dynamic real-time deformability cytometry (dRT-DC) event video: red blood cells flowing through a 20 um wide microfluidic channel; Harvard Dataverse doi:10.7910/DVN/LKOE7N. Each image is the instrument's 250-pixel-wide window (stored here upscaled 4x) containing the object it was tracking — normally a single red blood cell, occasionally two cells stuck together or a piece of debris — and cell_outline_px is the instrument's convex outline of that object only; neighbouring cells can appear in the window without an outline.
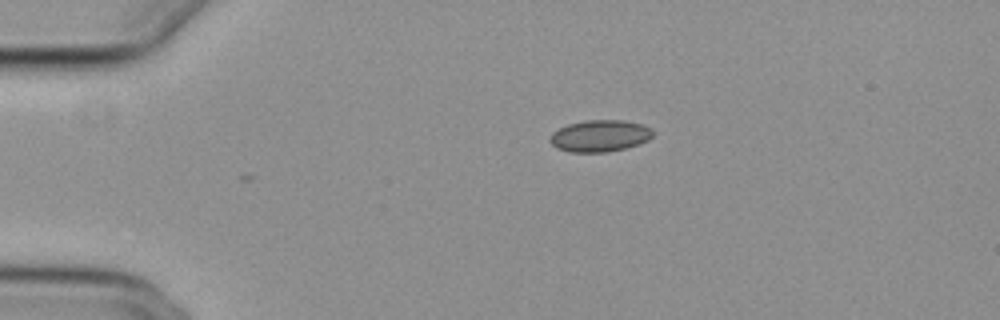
{"species": "common noctule bat (a hibernating species)", "species_latin": "Nyctalus noctula", "temperature_condition": "cold", "stored_images_in_passage": 37, "camera_frame_rate_fps": 3000, "um_per_image_px": 0.085, "animal": {"sex": "female", "body_mass_g": 29.2, "forearm_length_mm": 56.3}, "frame": {"image": 1, "passage_image": 1, "time_ms": 0.0, "image_size_px": [1000, 320], "cell_outline_px": [[652, 136], [648, 140], [640, 144], [608, 152], [568, 152], [556, 148], [548, 140], [552, 132], [568, 124], [588, 120], [624, 120], [640, 124], [652, 128]], "centroid_in_image_um": [50.97, 11.55], "position_along_channel_um": 34.0, "area_um2": 19.07}}
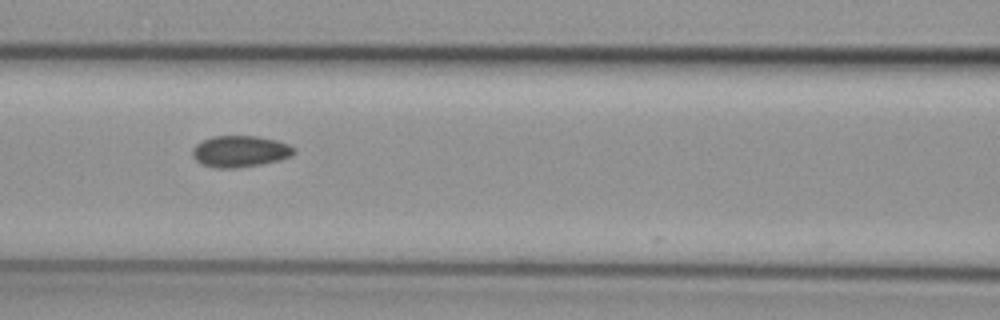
{"frame": {"image": 2, "passage_image": 14, "time_ms": 4.333, "image_size_px": [1000, 320], "cell_outline_px": [[296, 152], [292, 156], [280, 160], [260, 164], [236, 168], [216, 168], [204, 164], [196, 160], [192, 156], [192, 148], [196, 144], [212, 136], [256, 136], [276, 140], [288, 144], [296, 148]], "centroid_in_image_um": [20.43, 12.86], "position_along_channel_um": 146.2, "area_um2": 18.61}}
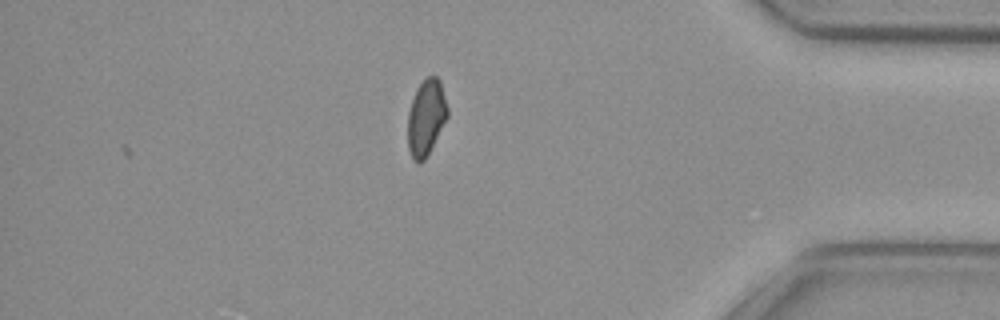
{"frame": {"image": 3, "passage_image": 37, "time_ms": 12.0, "image_size_px": [1000, 320], "cell_outline_px": [[448, 116], [424, 160], [420, 164], [416, 164], [412, 160], [408, 148], [408, 112], [416, 88], [428, 76], [436, 76], [440, 80], [448, 108]], "centroid_in_image_um": [36.21, 10.0], "position_along_channel_um": 399.0, "area_um2": 17.51}}